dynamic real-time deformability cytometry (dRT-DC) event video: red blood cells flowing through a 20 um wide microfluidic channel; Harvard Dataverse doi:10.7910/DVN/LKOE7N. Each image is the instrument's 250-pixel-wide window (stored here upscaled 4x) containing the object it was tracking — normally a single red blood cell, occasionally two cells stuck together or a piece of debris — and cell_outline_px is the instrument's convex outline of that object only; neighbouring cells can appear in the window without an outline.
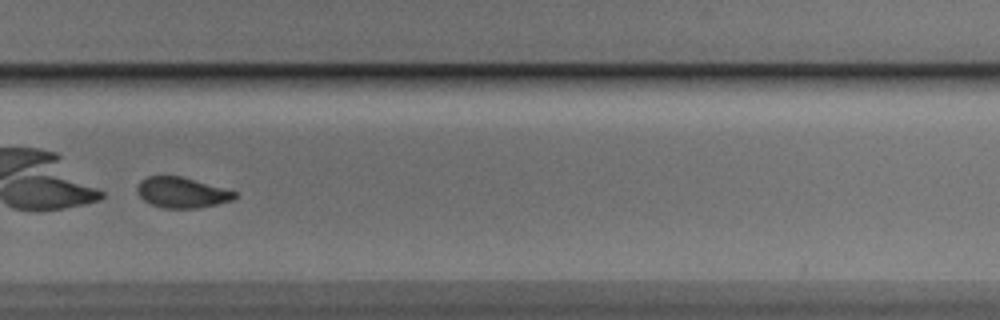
{"species": "Egyptian fruit bat (a non-hibernating species)", "species_latin": "Rousettus aegyptiacus", "temperature_condition": "cold", "stored_images_in_passage": 37, "camera_frame_rate_fps": 3000, "um_per_image_px": 0.085, "animal": {"sex": "male"}, "frame": {"image": 1, "passage_image": 22, "time_ms": 7.0, "image_size_px": [1000, 320], "cell_outline_px": [[236, 196], [232, 200], [216, 204], [196, 208], [164, 208], [152, 204], [144, 200], [136, 192], [136, 188], [140, 180], [148, 176], [180, 176], [236, 192]], "centroid_in_image_um": [15.4, 16.36], "position_along_channel_um": 314.4, "area_um2": 17.05}, "authors_computed_cell_mechanics": {"area_um2": 19.1896, "velocity_mm_per_s": 3.7889, "shape_relaxation_time_tau1_ms": 2.2183, "shape_relaxation_time_tau2_ms": null, "deformation_change_tau1": 0.1655, "deformation_change_tau2": null}}